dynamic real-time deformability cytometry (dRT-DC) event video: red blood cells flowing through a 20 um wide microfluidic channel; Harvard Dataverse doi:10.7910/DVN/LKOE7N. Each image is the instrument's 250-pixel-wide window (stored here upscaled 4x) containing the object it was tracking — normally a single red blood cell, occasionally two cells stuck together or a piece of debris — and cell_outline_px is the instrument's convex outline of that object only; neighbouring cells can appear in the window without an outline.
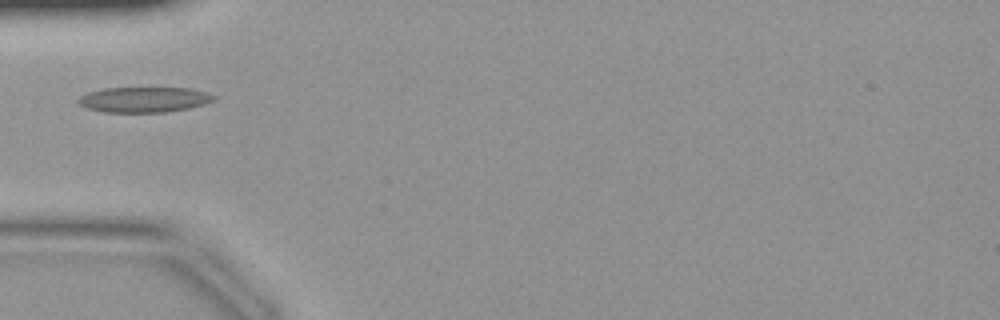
{"species": "common noctule bat (a hibernating species)", "species_latin": "Nyctalus noctula", "temperature_condition": "warm", "stored_images_in_passage": 30, "camera_frame_rate_fps": 3000, "um_per_image_px": 0.085, "animal": {"sex": "female", "body_mass_g": 19.9}, "frame": {"image": 1, "passage_image": 1, "time_ms": 0.0, "image_size_px": [1000, 320], "cell_outline_px": [[216, 100], [204, 104], [188, 108], [164, 112], [104, 112], [88, 108], [80, 104], [76, 100], [80, 96], [88, 92], [104, 88], [192, 88], [208, 92], [216, 96]], "centroid_in_image_um": [12.27, 8.46], "position_along_channel_um": 72.7, "area_um2": 20.06}}
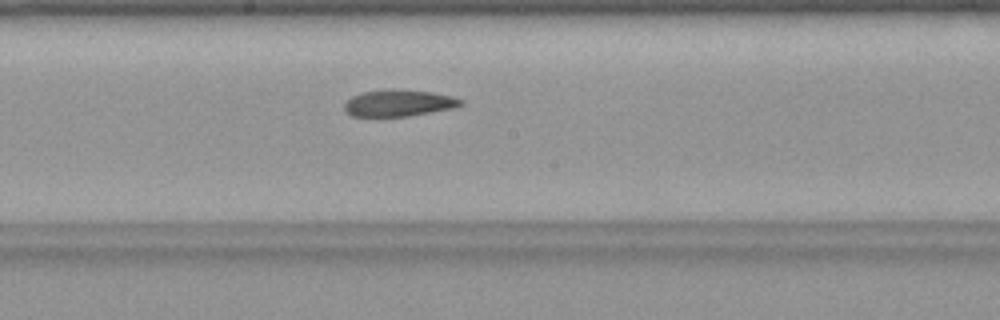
{"frame": {"image": 2, "passage_image": 10, "time_ms": 3.0, "image_size_px": [1000, 320], "cell_outline_px": [[464, 104], [456, 108], [408, 116], [352, 116], [344, 112], [344, 104], [352, 96], [364, 92], [432, 92], [452, 96], [464, 100]], "centroid_in_image_um": [33.94, 8.81], "position_along_channel_um": 214.3, "area_um2": 17.28}}
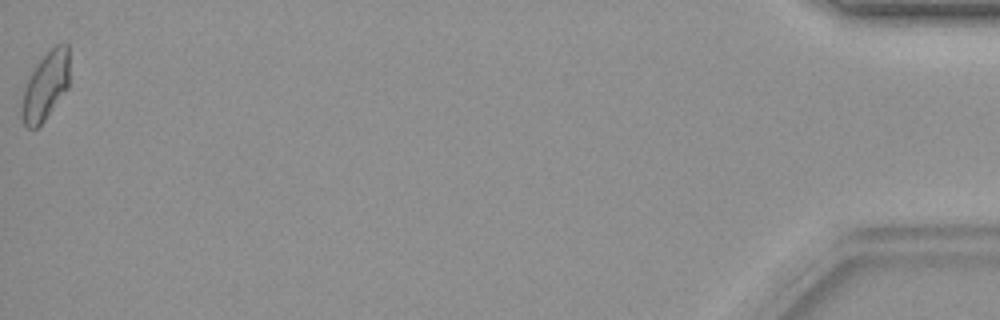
{"frame": {"image": 3, "passage_image": 30, "time_ms": 9.667, "image_size_px": [1000, 320], "cell_outline_px": [[68, 88], [44, 120], [36, 128], [28, 128], [24, 124], [20, 116], [20, 108], [24, 88], [32, 72], [40, 60], [56, 44], [68, 44]], "centroid_in_image_um": [3.85, 7.34], "position_along_channel_um": 431.4, "area_um2": 18.61}}